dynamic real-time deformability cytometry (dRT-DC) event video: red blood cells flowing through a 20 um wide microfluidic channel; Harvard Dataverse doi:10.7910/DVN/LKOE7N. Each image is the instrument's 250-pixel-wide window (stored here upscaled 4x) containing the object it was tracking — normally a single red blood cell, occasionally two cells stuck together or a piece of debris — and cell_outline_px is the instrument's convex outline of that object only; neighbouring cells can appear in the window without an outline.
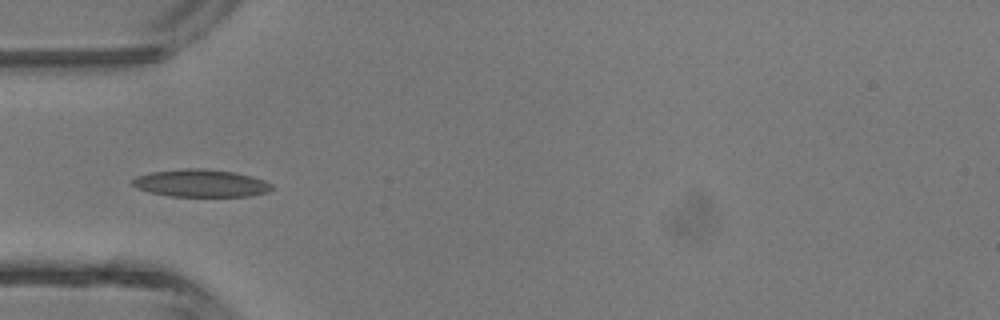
{"species": "common noctule bat (a hibernating species)", "species_latin": "Nyctalus noctula", "temperature_condition": "room temperature", "stored_images_in_passage": 4, "camera_frame_rate_fps": 3000, "um_per_image_px": 0.085, "animal": {"sex": "male", "body_mass_g": 13.3}, "frame": {"image": 1, "passage_image": 4, "time_ms": 4.333, "image_size_px": [1000, 320], "cell_outline_px": [[272, 188], [268, 192], [252, 196], [172, 196], [152, 192], [136, 188], [132, 184], [132, 180], [136, 176], [148, 172], [184, 168], [204, 168], [236, 172], [252, 176], [264, 180], [272, 184]], "centroid_in_image_um": [17.08, 15.56], "position_along_channel_um": 67.9, "area_um2": 22.48}}